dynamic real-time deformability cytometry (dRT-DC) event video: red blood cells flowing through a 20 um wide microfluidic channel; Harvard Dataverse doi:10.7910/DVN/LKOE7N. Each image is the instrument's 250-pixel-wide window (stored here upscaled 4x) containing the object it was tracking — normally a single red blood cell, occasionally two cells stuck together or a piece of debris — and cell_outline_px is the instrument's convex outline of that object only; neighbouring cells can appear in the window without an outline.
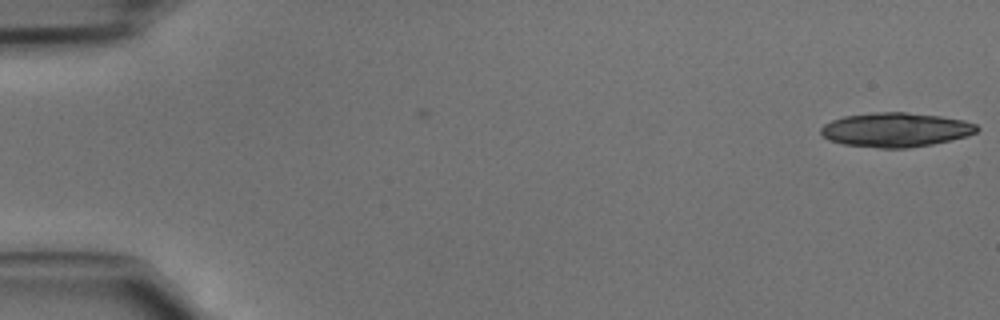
{"species": "common noctule bat (a hibernating species)", "species_latin": "Nyctalus noctula", "temperature_condition": "cold", "stored_images_in_passage": 5, "camera_frame_rate_fps": 3000, "um_per_image_px": 0.085, "animal": {"sex": "male", "body_mass_g": 15.6}, "frame": {"image": 1, "passage_image": 5, "time_ms": 1.333, "image_size_px": [1000, 320], "cell_outline_px": [[980, 128], [976, 132], [968, 136], [952, 140], [932, 144], [908, 148], [880, 148], [844, 144], [828, 140], [820, 132], [820, 128], [824, 124], [832, 120], [844, 116], [876, 112], [904, 112], [940, 116], [964, 120], [976, 124]], "centroid_in_image_um": [76.15, 11.03], "position_along_channel_um": 8.9, "area_um2": 31.21}}